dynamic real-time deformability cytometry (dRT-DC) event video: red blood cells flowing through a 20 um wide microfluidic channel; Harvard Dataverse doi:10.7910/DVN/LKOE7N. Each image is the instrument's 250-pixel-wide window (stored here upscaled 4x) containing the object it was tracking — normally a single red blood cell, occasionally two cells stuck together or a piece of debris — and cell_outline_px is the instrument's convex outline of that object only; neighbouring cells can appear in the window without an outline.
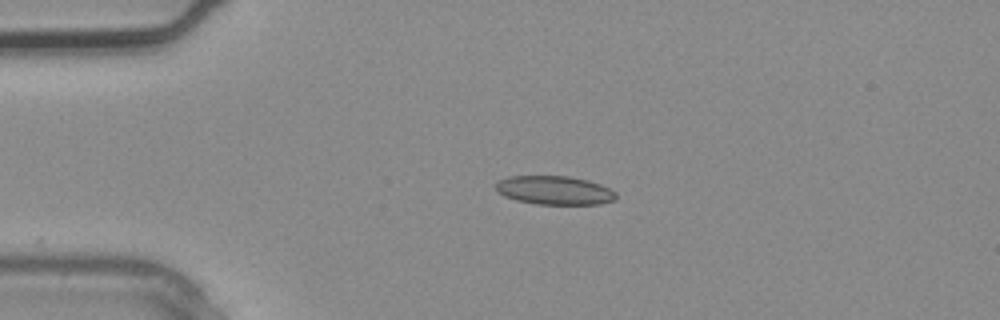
{"species": "common noctule bat (a hibernating species)", "species_latin": "Nyctalus noctula", "temperature_condition": "warm", "stored_images_in_passage": 2, "camera_frame_rate_fps": 3000, "um_per_image_px": 0.085, "animal": {"sex": "male", "body_mass_g": 20.4}, "frame": {"image": 1, "passage_image": 1, "time_ms": 0.0, "image_size_px": [1000, 320], "cell_outline_px": [[616, 200], [600, 204], [536, 204], [516, 200], [504, 196], [496, 188], [496, 184], [500, 180], [508, 176], [568, 176], [588, 180], [600, 184], [616, 192]], "centroid_in_image_um": [47.16, 16.17], "position_along_channel_um": 37.8, "area_um2": 20.06}}
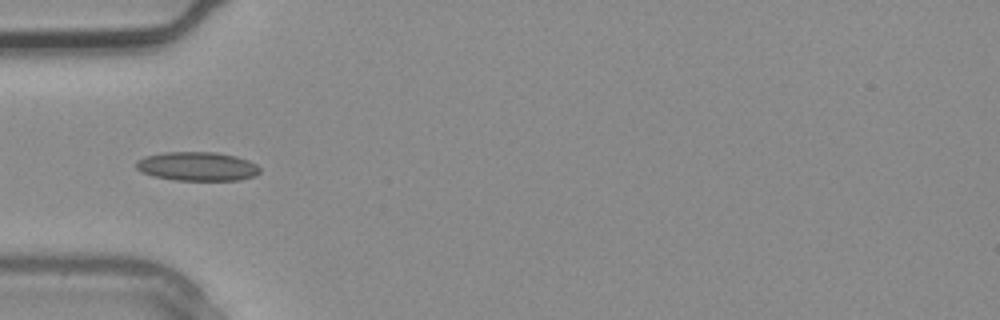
{"frame": {"image": 2, "passage_image": 2, "time_ms": 0.333, "image_size_px": [1000, 320], "cell_outline_px": [[260, 172], [256, 176], [240, 180], [176, 180], [152, 176], [140, 172], [136, 168], [136, 160], [144, 156], [164, 152], [216, 152], [236, 156], [248, 160], [256, 164], [260, 168]], "centroid_in_image_um": [16.75, 14.14], "position_along_channel_um": 68.2, "area_um2": 21.1}}